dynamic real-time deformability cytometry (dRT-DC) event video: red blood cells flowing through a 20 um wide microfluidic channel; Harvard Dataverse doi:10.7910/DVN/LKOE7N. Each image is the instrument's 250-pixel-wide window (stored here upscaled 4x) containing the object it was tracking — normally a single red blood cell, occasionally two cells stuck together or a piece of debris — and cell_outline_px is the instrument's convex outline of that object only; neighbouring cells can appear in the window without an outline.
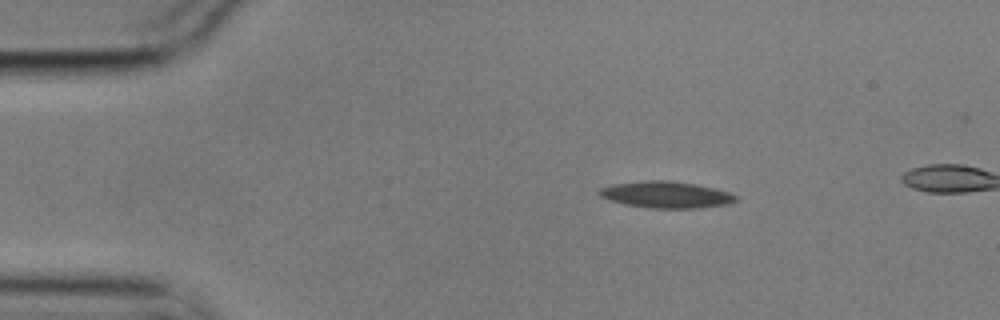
{"species": "common noctule bat (a hibernating species)", "species_latin": "Nyctalus noctula", "temperature_condition": "cold", "stored_images_in_passage": 5, "camera_frame_rate_fps": 3000, "um_per_image_px": 0.085, "animal": {"sex": "male", "body_mass_g": 17.9}, "frame": {"image": 1, "passage_image": 2, "time_ms": 0.333, "image_size_px": [1000, 320], "cell_outline_px": [[736, 200], [728, 204], [700, 208], [648, 208], [624, 204], [600, 196], [596, 192], [600, 188], [612, 184], [648, 180], [668, 180], [696, 184], [728, 192], [736, 196]], "centroid_in_image_um": [56.59, 16.55], "position_along_channel_um": 28.4, "area_um2": 21.04}}